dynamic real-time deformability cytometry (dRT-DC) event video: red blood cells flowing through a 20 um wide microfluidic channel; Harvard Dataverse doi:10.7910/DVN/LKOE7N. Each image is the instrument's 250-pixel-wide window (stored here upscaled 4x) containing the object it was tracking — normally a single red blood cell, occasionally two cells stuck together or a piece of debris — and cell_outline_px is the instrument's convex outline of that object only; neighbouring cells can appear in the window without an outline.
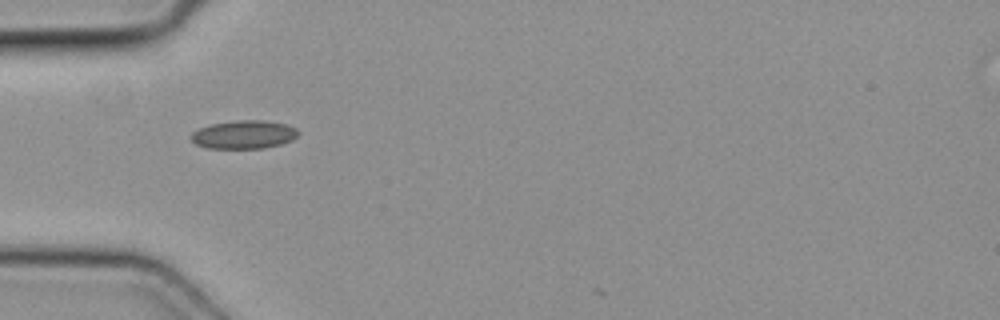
{"species": "common noctule bat (a hibernating species)", "species_latin": "Nyctalus noctula", "temperature_condition": "cold", "stored_images_in_passage": 2, "camera_frame_rate_fps": 3000, "um_per_image_px": 0.085, "animal": {"sex": "female", "body_mass_g": 19.3, "forearm_length_mm": 54.1}, "frame": {"image": 1, "passage_image": 1, "time_ms": 0.0, "image_size_px": [1000, 320], "cell_outline_px": [[300, 132], [292, 140], [280, 144], [264, 148], [208, 148], [196, 144], [188, 136], [192, 132], [200, 128], [212, 124], [236, 120], [264, 120], [284, 124], [296, 128]], "centroid_in_image_um": [20.72, 11.43], "position_along_channel_um": 64.3, "area_um2": 17.63}}
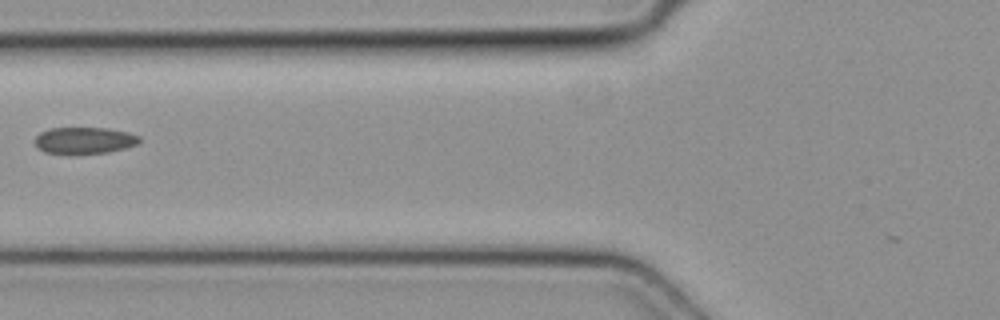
{"frame": {"image": 2, "passage_image": 2, "time_ms": 0.333, "image_size_px": [1000, 320], "cell_outline_px": [[140, 140], [136, 144], [124, 148], [108, 152], [44, 152], [36, 148], [32, 140], [40, 132], [48, 128], [108, 128], [128, 132], [140, 136]], "centroid_in_image_um": [7.12, 11.9], "position_along_channel_um": 118.7, "area_um2": 15.95}}